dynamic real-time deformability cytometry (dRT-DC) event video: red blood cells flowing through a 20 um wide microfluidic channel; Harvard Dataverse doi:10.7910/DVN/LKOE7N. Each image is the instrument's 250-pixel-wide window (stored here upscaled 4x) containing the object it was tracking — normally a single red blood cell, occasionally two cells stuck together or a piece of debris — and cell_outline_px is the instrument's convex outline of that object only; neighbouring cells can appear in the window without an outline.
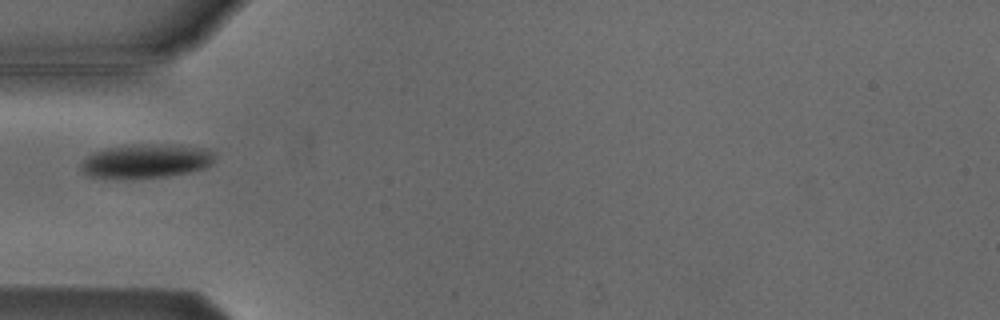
{"species": "Egyptian fruit bat (a non-hibernating species)", "species_latin": "Rousettus aegyptiacus", "temperature_condition": "cold", "stored_images_in_passage": 2, "camera_frame_rate_fps": 3000, "um_per_image_px": 0.085, "animal": {"sex": "male"}, "frame": {"image": 1, "passage_image": 1, "time_ms": 0.0, "image_size_px": [1000, 320], "cell_outline_px": [[216, 160], [212, 164], [204, 168], [188, 172], [168, 176], [88, 176], [80, 168], [80, 164], [92, 152], [108, 148], [140, 144], [180, 144], [208, 148], [216, 152]], "centroid_in_image_um": [12.55, 13.63], "position_along_channel_um": 72.4, "area_um2": 26.13}}
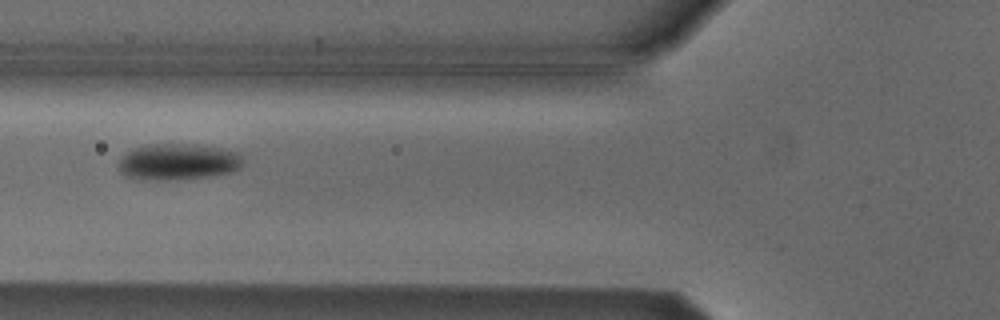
{"frame": {"image": 2, "passage_image": 2, "time_ms": 1.0, "image_size_px": [1000, 320], "cell_outline_px": [[244, 164], [240, 168], [232, 172], [208, 176], [168, 180], [132, 180], [124, 176], [120, 172], [120, 160], [124, 152], [132, 148], [148, 144], [196, 144], [220, 148], [236, 152], [244, 160]], "centroid_in_image_um": [15.09, 13.76], "position_along_channel_um": 110.7, "area_um2": 26.7}}